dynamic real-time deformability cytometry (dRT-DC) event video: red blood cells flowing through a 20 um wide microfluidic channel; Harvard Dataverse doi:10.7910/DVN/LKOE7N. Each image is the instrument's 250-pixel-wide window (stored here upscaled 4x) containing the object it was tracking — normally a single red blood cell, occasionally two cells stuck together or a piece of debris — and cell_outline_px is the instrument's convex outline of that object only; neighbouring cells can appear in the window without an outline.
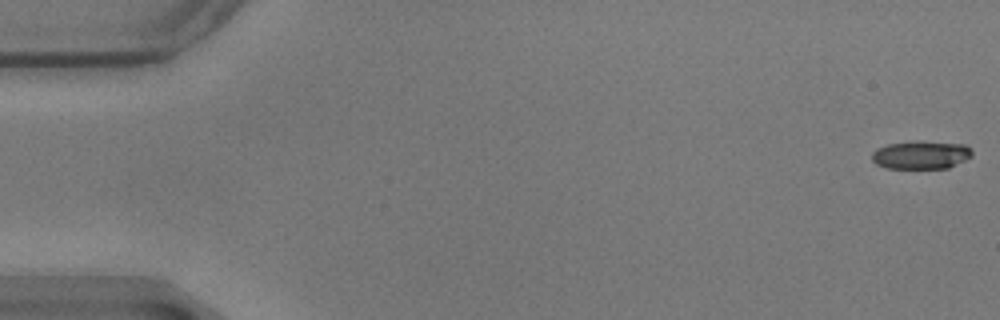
{"species": "common noctule bat (a hibernating species)", "species_latin": "Nyctalus noctula", "temperature_condition": "warm", "stored_images_in_passage": 58, "camera_frame_rate_fps": 3000, "um_per_image_px": 0.085, "animal": {"sex": "male", "body_mass_g": 17.9}, "frame": {"image": 1, "passage_image": 1, "time_ms": 0.0, "image_size_px": [1000, 320], "cell_outline_px": [[972, 156], [948, 168], [888, 168], [876, 164], [872, 160], [872, 152], [876, 148], [888, 144], [964, 144], [972, 148]], "centroid_in_image_um": [78.27, 13.22], "position_along_channel_um": 6.7, "area_um2": 15.49}}
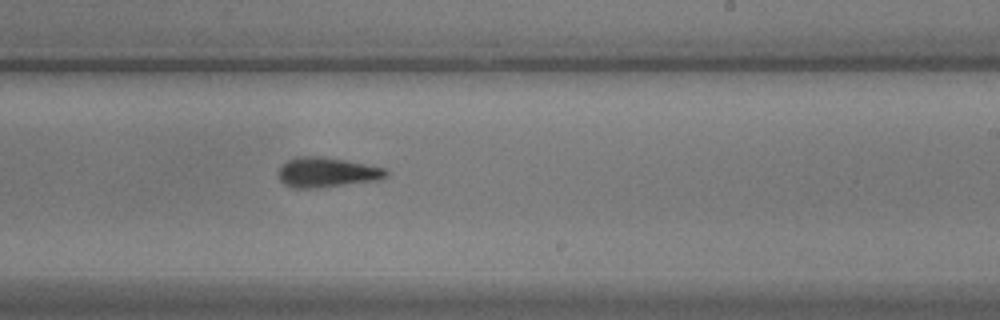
{"frame": {"image": 2, "passage_image": 35, "time_ms": 11.333, "image_size_px": [1000, 320], "cell_outline_px": [[388, 176], [380, 180], [320, 188], [292, 188], [284, 184], [280, 180], [276, 172], [288, 160], [296, 156], [324, 156], [384, 168], [388, 172]], "centroid_in_image_um": [27.76, 14.66], "position_along_channel_um": 261.2, "area_um2": 18.96}}
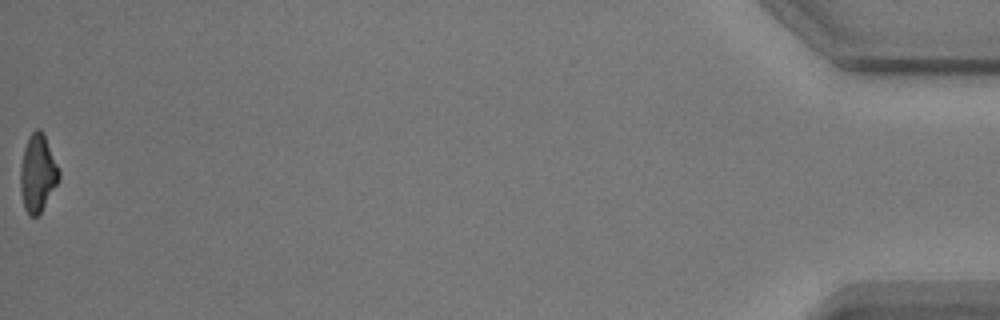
{"frame": {"image": 3, "passage_image": 58, "time_ms": 19.0, "image_size_px": [1000, 320], "cell_outline_px": [[60, 180], [40, 212], [36, 216], [28, 216], [24, 208], [20, 192], [20, 164], [24, 148], [28, 136], [36, 128], [40, 128], [44, 132], [60, 172]], "centroid_in_image_um": [3.19, 14.7], "position_along_channel_um": 432.0, "area_um2": 17.63}, "authors_computed_cell_mechanics": {"area_um2": 18.2937, "velocity_mm_per_s": 3.5113, "shape_relaxation_time_tau1_ms": 3.7622, "shape_relaxation_time_tau2_ms": 5.736, "deformation_change_tau1": 0.1467, "deformation_change_tau2": 0.1525}}